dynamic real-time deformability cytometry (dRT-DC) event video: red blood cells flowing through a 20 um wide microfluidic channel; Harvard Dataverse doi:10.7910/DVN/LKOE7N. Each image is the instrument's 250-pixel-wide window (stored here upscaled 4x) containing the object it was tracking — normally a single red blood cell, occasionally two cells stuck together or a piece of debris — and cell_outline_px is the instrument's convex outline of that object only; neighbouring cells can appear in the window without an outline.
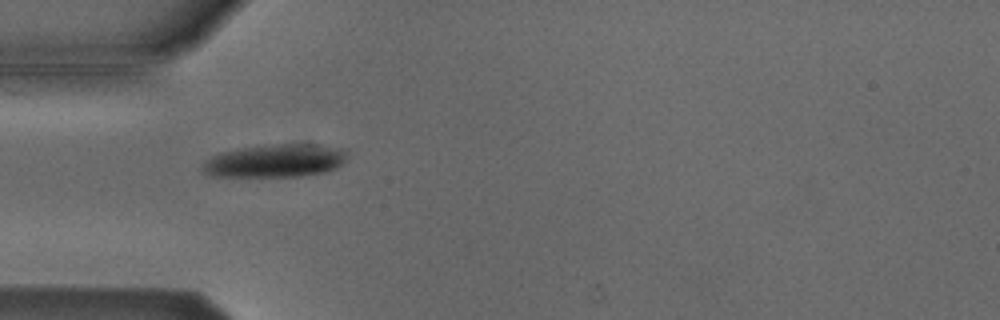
{"species": "Egyptian fruit bat (a non-hibernating species)", "species_latin": "Rousettus aegyptiacus", "temperature_condition": "cold", "stored_images_in_passage": 36, "camera_frame_rate_fps": 3000, "um_per_image_px": 0.085, "animal": {"sex": "male"}, "frame": {"image": 1, "passage_image": 1, "time_ms": 0.0, "image_size_px": [1000, 320], "cell_outline_px": [[348, 160], [336, 168], [328, 172], [300, 176], [212, 176], [204, 172], [204, 160], [220, 152], [244, 148], [276, 144], [320, 144], [348, 148]], "centroid_in_image_um": [23.53, 13.65], "position_along_channel_um": 61.5, "area_um2": 28.09}}
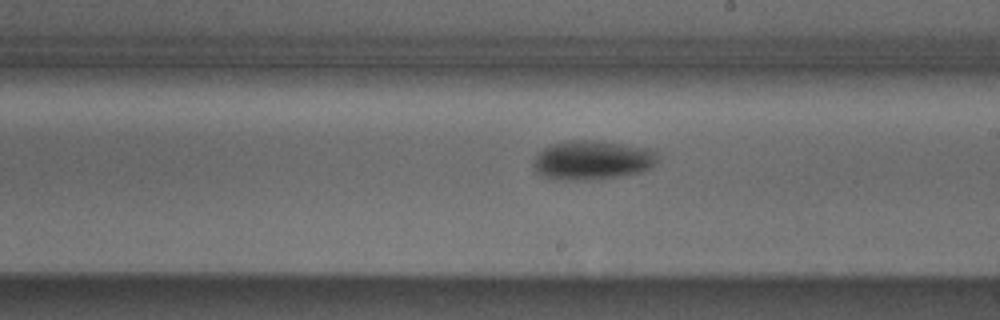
{"frame": {"image": 2, "passage_image": 15, "time_ms": 4.667, "image_size_px": [1000, 320], "cell_outline_px": [[656, 160], [648, 168], [640, 172], [592, 180], [572, 180], [544, 176], [532, 164], [536, 156], [544, 148], [552, 144], [568, 140], [596, 140], [648, 148], [656, 152]], "centroid_in_image_um": [50.34, 13.59], "position_along_channel_um": 238.7, "area_um2": 27.74}}
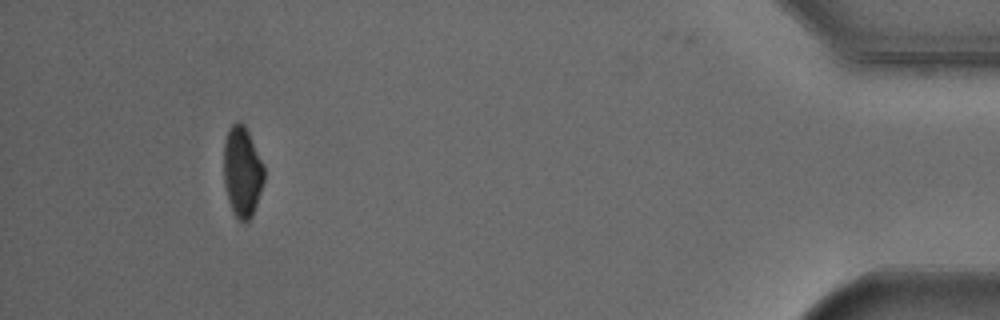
{"frame": {"image": 3, "passage_image": 32, "time_ms": 10.333, "image_size_px": [1000, 320], "cell_outline_px": [[264, 180], [252, 216], [248, 220], [240, 220], [236, 216], [228, 200], [224, 184], [224, 140], [228, 128], [236, 120], [240, 120], [244, 124], [264, 164]], "centroid_in_image_um": [20.58, 14.53], "position_along_channel_um": 414.6, "area_um2": 21.21}, "authors_computed_cell_mechanics": {"area_um2": 26.4146, "velocity_mm_per_s": 3.8353, "shape_relaxation_time_tau1_ms": 1.6711, "shape_relaxation_time_tau2_ms": null, "deformation_change_tau1": 0.0924, "deformation_change_tau2": null}}